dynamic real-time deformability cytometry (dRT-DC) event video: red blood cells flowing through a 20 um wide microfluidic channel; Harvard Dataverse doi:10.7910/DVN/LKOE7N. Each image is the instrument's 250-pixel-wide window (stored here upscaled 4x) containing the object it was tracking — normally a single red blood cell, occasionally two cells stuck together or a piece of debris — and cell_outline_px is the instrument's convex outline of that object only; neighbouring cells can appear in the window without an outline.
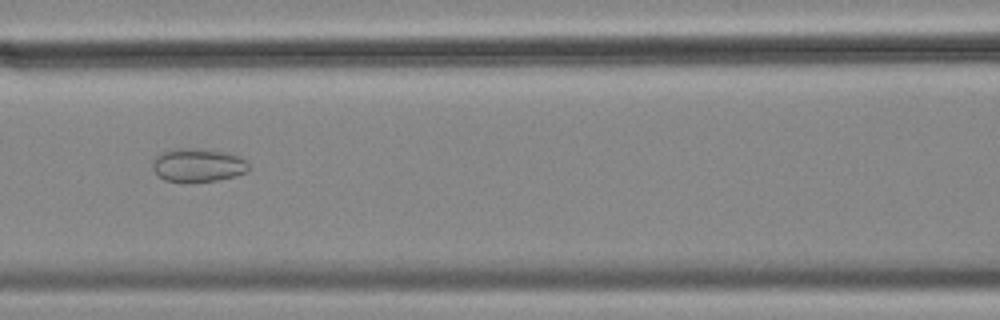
{"species": "common noctule bat (a hibernating species)", "species_latin": "Nyctalus noctula", "temperature_condition": "cold", "stored_images_in_passage": 42, "camera_frame_rate_fps": 3000, "um_per_image_px": 0.085, "animal": {"sex": "female", "body_mass_g": 18.4}, "frame": {"image": 1, "passage_image": 10, "time_ms": 3.0, "image_size_px": [1000, 320], "cell_outline_px": [[248, 172], [236, 176], [216, 180], [164, 180], [152, 168], [152, 164], [156, 156], [164, 152], [180, 148], [196, 148], [228, 152], [240, 156], [248, 164]], "centroid_in_image_um": [16.87, 14.01], "position_along_channel_um": 149.7, "area_um2": 18.26}}
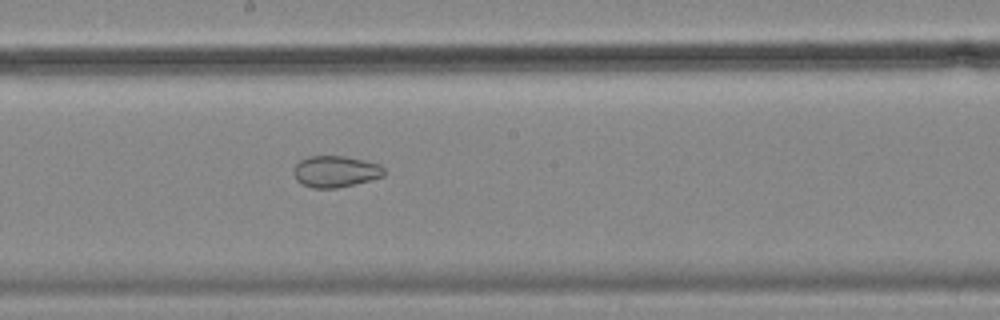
{"frame": {"image": 2, "passage_image": 16, "time_ms": 5.0, "image_size_px": [1000, 320], "cell_outline_px": [[384, 176], [336, 188], [312, 188], [296, 180], [292, 172], [296, 164], [300, 160], [308, 156], [344, 156], [364, 160], [380, 164], [384, 168]], "centroid_in_image_um": [28.49, 14.56], "position_along_channel_um": 219.7, "area_um2": 16.47}}
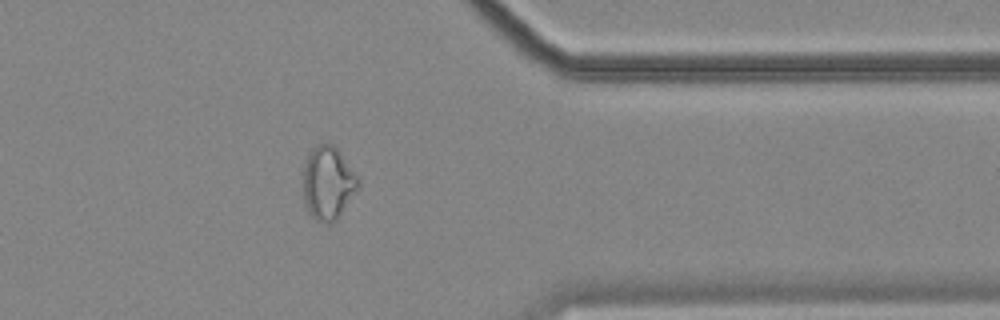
{"frame": {"image": 3, "passage_image": 31, "time_ms": 10.0, "image_size_px": [1000, 320], "cell_outline_px": [[360, 188], [336, 220], [332, 224], [328, 224], [316, 220], [308, 212], [304, 200], [304, 164], [308, 152], [312, 148], [320, 144], [332, 144], [340, 152], [360, 176]], "centroid_in_image_um": [27.92, 15.56], "position_along_channel_um": 383.5, "area_um2": 23.87}, "authors_computed_cell_mechanics": {"area_um2": 20.9525, "velocity_mm_per_s": 3.5188, "shape_relaxation_time_tau1_ms": null, "shape_relaxation_time_tau2_ms": 2.5821, "deformation_change_tau1": null, "deformation_change_tau2": 0.0676}}